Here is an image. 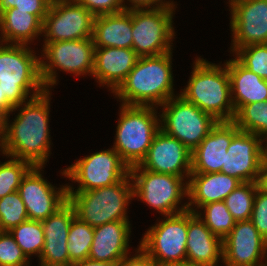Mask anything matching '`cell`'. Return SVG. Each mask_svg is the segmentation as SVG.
<instances>
[{
  "label": "cell",
  "mask_w": 267,
  "mask_h": 266,
  "mask_svg": "<svg viewBox=\"0 0 267 266\" xmlns=\"http://www.w3.org/2000/svg\"><path fill=\"white\" fill-rule=\"evenodd\" d=\"M131 176L110 186L82 192H67L75 215L91 227L113 221H129L127 206L133 198Z\"/></svg>",
  "instance_id": "cell-6"
},
{
  "label": "cell",
  "mask_w": 267,
  "mask_h": 266,
  "mask_svg": "<svg viewBox=\"0 0 267 266\" xmlns=\"http://www.w3.org/2000/svg\"><path fill=\"white\" fill-rule=\"evenodd\" d=\"M174 7L132 9V49L140 57L172 51Z\"/></svg>",
  "instance_id": "cell-11"
},
{
  "label": "cell",
  "mask_w": 267,
  "mask_h": 266,
  "mask_svg": "<svg viewBox=\"0 0 267 266\" xmlns=\"http://www.w3.org/2000/svg\"><path fill=\"white\" fill-rule=\"evenodd\" d=\"M263 143L259 136L240 130L227 148L221 172L241 182H256L267 155V145Z\"/></svg>",
  "instance_id": "cell-16"
},
{
  "label": "cell",
  "mask_w": 267,
  "mask_h": 266,
  "mask_svg": "<svg viewBox=\"0 0 267 266\" xmlns=\"http://www.w3.org/2000/svg\"><path fill=\"white\" fill-rule=\"evenodd\" d=\"M187 234L186 264L219 266L217 263L223 254L222 239L191 210H188Z\"/></svg>",
  "instance_id": "cell-22"
},
{
  "label": "cell",
  "mask_w": 267,
  "mask_h": 266,
  "mask_svg": "<svg viewBox=\"0 0 267 266\" xmlns=\"http://www.w3.org/2000/svg\"><path fill=\"white\" fill-rule=\"evenodd\" d=\"M187 230L188 210L165 216L148 229L139 244L157 266H180L186 264Z\"/></svg>",
  "instance_id": "cell-10"
},
{
  "label": "cell",
  "mask_w": 267,
  "mask_h": 266,
  "mask_svg": "<svg viewBox=\"0 0 267 266\" xmlns=\"http://www.w3.org/2000/svg\"><path fill=\"white\" fill-rule=\"evenodd\" d=\"M29 259L9 231L0 232V266H29Z\"/></svg>",
  "instance_id": "cell-36"
},
{
  "label": "cell",
  "mask_w": 267,
  "mask_h": 266,
  "mask_svg": "<svg viewBox=\"0 0 267 266\" xmlns=\"http://www.w3.org/2000/svg\"><path fill=\"white\" fill-rule=\"evenodd\" d=\"M9 233L29 260L33 254L40 258L45 242L41 221L28 219L13 227Z\"/></svg>",
  "instance_id": "cell-30"
},
{
  "label": "cell",
  "mask_w": 267,
  "mask_h": 266,
  "mask_svg": "<svg viewBox=\"0 0 267 266\" xmlns=\"http://www.w3.org/2000/svg\"><path fill=\"white\" fill-rule=\"evenodd\" d=\"M130 221H113L94 227L88 259L118 263L129 255Z\"/></svg>",
  "instance_id": "cell-23"
},
{
  "label": "cell",
  "mask_w": 267,
  "mask_h": 266,
  "mask_svg": "<svg viewBox=\"0 0 267 266\" xmlns=\"http://www.w3.org/2000/svg\"><path fill=\"white\" fill-rule=\"evenodd\" d=\"M113 149L129 167L140 165L160 130L156 107L121 105Z\"/></svg>",
  "instance_id": "cell-5"
},
{
  "label": "cell",
  "mask_w": 267,
  "mask_h": 266,
  "mask_svg": "<svg viewBox=\"0 0 267 266\" xmlns=\"http://www.w3.org/2000/svg\"><path fill=\"white\" fill-rule=\"evenodd\" d=\"M188 179V210L196 212L192 205L198 209L210 202L223 201L242 182L236 177L215 173H191Z\"/></svg>",
  "instance_id": "cell-24"
},
{
  "label": "cell",
  "mask_w": 267,
  "mask_h": 266,
  "mask_svg": "<svg viewBox=\"0 0 267 266\" xmlns=\"http://www.w3.org/2000/svg\"><path fill=\"white\" fill-rule=\"evenodd\" d=\"M226 66L235 113L243 105L267 102V80L248 70L236 58L227 61Z\"/></svg>",
  "instance_id": "cell-25"
},
{
  "label": "cell",
  "mask_w": 267,
  "mask_h": 266,
  "mask_svg": "<svg viewBox=\"0 0 267 266\" xmlns=\"http://www.w3.org/2000/svg\"><path fill=\"white\" fill-rule=\"evenodd\" d=\"M42 25L43 23L28 11H18L15 7L0 11L1 43L28 45L35 37L37 39L42 35Z\"/></svg>",
  "instance_id": "cell-27"
},
{
  "label": "cell",
  "mask_w": 267,
  "mask_h": 266,
  "mask_svg": "<svg viewBox=\"0 0 267 266\" xmlns=\"http://www.w3.org/2000/svg\"><path fill=\"white\" fill-rule=\"evenodd\" d=\"M95 16L75 0L50 5L44 18V43L92 38Z\"/></svg>",
  "instance_id": "cell-13"
},
{
  "label": "cell",
  "mask_w": 267,
  "mask_h": 266,
  "mask_svg": "<svg viewBox=\"0 0 267 266\" xmlns=\"http://www.w3.org/2000/svg\"><path fill=\"white\" fill-rule=\"evenodd\" d=\"M260 235L267 241V194L258 189L255 194L250 219Z\"/></svg>",
  "instance_id": "cell-38"
},
{
  "label": "cell",
  "mask_w": 267,
  "mask_h": 266,
  "mask_svg": "<svg viewBox=\"0 0 267 266\" xmlns=\"http://www.w3.org/2000/svg\"><path fill=\"white\" fill-rule=\"evenodd\" d=\"M75 216L74 207L67 201L41 221L45 242L39 258L40 266H69L68 234Z\"/></svg>",
  "instance_id": "cell-19"
},
{
  "label": "cell",
  "mask_w": 267,
  "mask_h": 266,
  "mask_svg": "<svg viewBox=\"0 0 267 266\" xmlns=\"http://www.w3.org/2000/svg\"><path fill=\"white\" fill-rule=\"evenodd\" d=\"M222 244V262L225 266L266 264L262 260L267 258V241L260 235L251 220L236 221L234 228L222 240Z\"/></svg>",
  "instance_id": "cell-17"
},
{
  "label": "cell",
  "mask_w": 267,
  "mask_h": 266,
  "mask_svg": "<svg viewBox=\"0 0 267 266\" xmlns=\"http://www.w3.org/2000/svg\"><path fill=\"white\" fill-rule=\"evenodd\" d=\"M256 191V182H242L223 200L235 221L251 219Z\"/></svg>",
  "instance_id": "cell-32"
},
{
  "label": "cell",
  "mask_w": 267,
  "mask_h": 266,
  "mask_svg": "<svg viewBox=\"0 0 267 266\" xmlns=\"http://www.w3.org/2000/svg\"><path fill=\"white\" fill-rule=\"evenodd\" d=\"M70 266H118V263L86 259L74 262Z\"/></svg>",
  "instance_id": "cell-44"
},
{
  "label": "cell",
  "mask_w": 267,
  "mask_h": 266,
  "mask_svg": "<svg viewBox=\"0 0 267 266\" xmlns=\"http://www.w3.org/2000/svg\"><path fill=\"white\" fill-rule=\"evenodd\" d=\"M139 55L132 48H95L92 76L114 93L134 68Z\"/></svg>",
  "instance_id": "cell-21"
},
{
  "label": "cell",
  "mask_w": 267,
  "mask_h": 266,
  "mask_svg": "<svg viewBox=\"0 0 267 266\" xmlns=\"http://www.w3.org/2000/svg\"><path fill=\"white\" fill-rule=\"evenodd\" d=\"M199 209H204L203 216H201V212L196 211L195 213L205 223L206 227L222 240L231 232L236 224L224 201L210 202Z\"/></svg>",
  "instance_id": "cell-31"
},
{
  "label": "cell",
  "mask_w": 267,
  "mask_h": 266,
  "mask_svg": "<svg viewBox=\"0 0 267 266\" xmlns=\"http://www.w3.org/2000/svg\"><path fill=\"white\" fill-rule=\"evenodd\" d=\"M171 60L172 51L139 57L114 95L120 102L122 100L123 105L161 107L175 96Z\"/></svg>",
  "instance_id": "cell-2"
},
{
  "label": "cell",
  "mask_w": 267,
  "mask_h": 266,
  "mask_svg": "<svg viewBox=\"0 0 267 266\" xmlns=\"http://www.w3.org/2000/svg\"><path fill=\"white\" fill-rule=\"evenodd\" d=\"M239 131L233 121H218L192 151L191 173L221 172L227 148Z\"/></svg>",
  "instance_id": "cell-20"
},
{
  "label": "cell",
  "mask_w": 267,
  "mask_h": 266,
  "mask_svg": "<svg viewBox=\"0 0 267 266\" xmlns=\"http://www.w3.org/2000/svg\"><path fill=\"white\" fill-rule=\"evenodd\" d=\"M94 239V228L75 216L68 234L69 266L77 261L86 260Z\"/></svg>",
  "instance_id": "cell-29"
},
{
  "label": "cell",
  "mask_w": 267,
  "mask_h": 266,
  "mask_svg": "<svg viewBox=\"0 0 267 266\" xmlns=\"http://www.w3.org/2000/svg\"><path fill=\"white\" fill-rule=\"evenodd\" d=\"M4 45L0 43L2 97L18 106L46 90L40 76V58L27 45Z\"/></svg>",
  "instance_id": "cell-4"
},
{
  "label": "cell",
  "mask_w": 267,
  "mask_h": 266,
  "mask_svg": "<svg viewBox=\"0 0 267 266\" xmlns=\"http://www.w3.org/2000/svg\"><path fill=\"white\" fill-rule=\"evenodd\" d=\"M232 33L231 51L267 43V0H229Z\"/></svg>",
  "instance_id": "cell-14"
},
{
  "label": "cell",
  "mask_w": 267,
  "mask_h": 266,
  "mask_svg": "<svg viewBox=\"0 0 267 266\" xmlns=\"http://www.w3.org/2000/svg\"><path fill=\"white\" fill-rule=\"evenodd\" d=\"M140 166L152 172L189 179L192 168V152L178 139L160 129Z\"/></svg>",
  "instance_id": "cell-18"
},
{
  "label": "cell",
  "mask_w": 267,
  "mask_h": 266,
  "mask_svg": "<svg viewBox=\"0 0 267 266\" xmlns=\"http://www.w3.org/2000/svg\"><path fill=\"white\" fill-rule=\"evenodd\" d=\"M0 107L3 108L8 114L12 113L14 110V105L7 99V97H2V89L0 87Z\"/></svg>",
  "instance_id": "cell-45"
},
{
  "label": "cell",
  "mask_w": 267,
  "mask_h": 266,
  "mask_svg": "<svg viewBox=\"0 0 267 266\" xmlns=\"http://www.w3.org/2000/svg\"><path fill=\"white\" fill-rule=\"evenodd\" d=\"M132 9L96 16L92 39L95 48H132Z\"/></svg>",
  "instance_id": "cell-26"
},
{
  "label": "cell",
  "mask_w": 267,
  "mask_h": 266,
  "mask_svg": "<svg viewBox=\"0 0 267 266\" xmlns=\"http://www.w3.org/2000/svg\"><path fill=\"white\" fill-rule=\"evenodd\" d=\"M233 122L241 131L259 136L267 145V102L243 105L235 113Z\"/></svg>",
  "instance_id": "cell-28"
},
{
  "label": "cell",
  "mask_w": 267,
  "mask_h": 266,
  "mask_svg": "<svg viewBox=\"0 0 267 266\" xmlns=\"http://www.w3.org/2000/svg\"><path fill=\"white\" fill-rule=\"evenodd\" d=\"M62 175L79 183L74 191L67 185V192H82L113 185L129 175V167L113 148L92 153L78 159L63 170Z\"/></svg>",
  "instance_id": "cell-12"
},
{
  "label": "cell",
  "mask_w": 267,
  "mask_h": 266,
  "mask_svg": "<svg viewBox=\"0 0 267 266\" xmlns=\"http://www.w3.org/2000/svg\"><path fill=\"white\" fill-rule=\"evenodd\" d=\"M129 175L133 183V197H139L163 216L188 210L186 203L180 208L178 206L184 197H188V181L184 180L185 177L152 172L140 165L129 168Z\"/></svg>",
  "instance_id": "cell-7"
},
{
  "label": "cell",
  "mask_w": 267,
  "mask_h": 266,
  "mask_svg": "<svg viewBox=\"0 0 267 266\" xmlns=\"http://www.w3.org/2000/svg\"><path fill=\"white\" fill-rule=\"evenodd\" d=\"M42 52L47 61L39 57L40 76L46 90L57 83L56 68L76 76L87 73L92 76L95 57L92 38L44 43Z\"/></svg>",
  "instance_id": "cell-9"
},
{
  "label": "cell",
  "mask_w": 267,
  "mask_h": 266,
  "mask_svg": "<svg viewBox=\"0 0 267 266\" xmlns=\"http://www.w3.org/2000/svg\"><path fill=\"white\" fill-rule=\"evenodd\" d=\"M83 5L95 17L100 15H108L128 10L127 5L122 4V0H75Z\"/></svg>",
  "instance_id": "cell-39"
},
{
  "label": "cell",
  "mask_w": 267,
  "mask_h": 266,
  "mask_svg": "<svg viewBox=\"0 0 267 266\" xmlns=\"http://www.w3.org/2000/svg\"><path fill=\"white\" fill-rule=\"evenodd\" d=\"M10 114L0 107V147H2Z\"/></svg>",
  "instance_id": "cell-43"
},
{
  "label": "cell",
  "mask_w": 267,
  "mask_h": 266,
  "mask_svg": "<svg viewBox=\"0 0 267 266\" xmlns=\"http://www.w3.org/2000/svg\"><path fill=\"white\" fill-rule=\"evenodd\" d=\"M136 254L133 257L124 256L118 266H157L151 256L141 247H138Z\"/></svg>",
  "instance_id": "cell-40"
},
{
  "label": "cell",
  "mask_w": 267,
  "mask_h": 266,
  "mask_svg": "<svg viewBox=\"0 0 267 266\" xmlns=\"http://www.w3.org/2000/svg\"><path fill=\"white\" fill-rule=\"evenodd\" d=\"M50 5L46 0H0V11L15 7L18 11H28L43 23Z\"/></svg>",
  "instance_id": "cell-37"
},
{
  "label": "cell",
  "mask_w": 267,
  "mask_h": 266,
  "mask_svg": "<svg viewBox=\"0 0 267 266\" xmlns=\"http://www.w3.org/2000/svg\"><path fill=\"white\" fill-rule=\"evenodd\" d=\"M257 189L267 194V155L262 163L261 169L256 180Z\"/></svg>",
  "instance_id": "cell-42"
},
{
  "label": "cell",
  "mask_w": 267,
  "mask_h": 266,
  "mask_svg": "<svg viewBox=\"0 0 267 266\" xmlns=\"http://www.w3.org/2000/svg\"><path fill=\"white\" fill-rule=\"evenodd\" d=\"M194 63L192 75L180 95L217 121H233L235 110L226 63L224 68L203 58H196Z\"/></svg>",
  "instance_id": "cell-3"
},
{
  "label": "cell",
  "mask_w": 267,
  "mask_h": 266,
  "mask_svg": "<svg viewBox=\"0 0 267 266\" xmlns=\"http://www.w3.org/2000/svg\"><path fill=\"white\" fill-rule=\"evenodd\" d=\"M10 158L0 163V198L18 191L22 178L33 167L25 160Z\"/></svg>",
  "instance_id": "cell-34"
},
{
  "label": "cell",
  "mask_w": 267,
  "mask_h": 266,
  "mask_svg": "<svg viewBox=\"0 0 267 266\" xmlns=\"http://www.w3.org/2000/svg\"><path fill=\"white\" fill-rule=\"evenodd\" d=\"M131 2V6H128V10L130 9H144V8H158L164 6H175L173 1H163V0H128ZM125 1L122 0V4ZM152 6V7H151Z\"/></svg>",
  "instance_id": "cell-41"
},
{
  "label": "cell",
  "mask_w": 267,
  "mask_h": 266,
  "mask_svg": "<svg viewBox=\"0 0 267 266\" xmlns=\"http://www.w3.org/2000/svg\"><path fill=\"white\" fill-rule=\"evenodd\" d=\"M28 219L26 206L18 191L0 198V231H10Z\"/></svg>",
  "instance_id": "cell-33"
},
{
  "label": "cell",
  "mask_w": 267,
  "mask_h": 266,
  "mask_svg": "<svg viewBox=\"0 0 267 266\" xmlns=\"http://www.w3.org/2000/svg\"><path fill=\"white\" fill-rule=\"evenodd\" d=\"M183 266H207V265H191V264H183Z\"/></svg>",
  "instance_id": "cell-47"
},
{
  "label": "cell",
  "mask_w": 267,
  "mask_h": 266,
  "mask_svg": "<svg viewBox=\"0 0 267 266\" xmlns=\"http://www.w3.org/2000/svg\"><path fill=\"white\" fill-rule=\"evenodd\" d=\"M50 91L30 98L29 101L15 106L20 108L12 124L7 121L6 134L2 147L5 156L25 160L32 166L43 167L50 154L49 137ZM24 107H23V106Z\"/></svg>",
  "instance_id": "cell-1"
},
{
  "label": "cell",
  "mask_w": 267,
  "mask_h": 266,
  "mask_svg": "<svg viewBox=\"0 0 267 266\" xmlns=\"http://www.w3.org/2000/svg\"><path fill=\"white\" fill-rule=\"evenodd\" d=\"M46 1L52 5V4L59 3L65 0H46Z\"/></svg>",
  "instance_id": "cell-46"
},
{
  "label": "cell",
  "mask_w": 267,
  "mask_h": 266,
  "mask_svg": "<svg viewBox=\"0 0 267 266\" xmlns=\"http://www.w3.org/2000/svg\"><path fill=\"white\" fill-rule=\"evenodd\" d=\"M160 129L178 139L191 152L209 134L217 120L180 94L161 105Z\"/></svg>",
  "instance_id": "cell-8"
},
{
  "label": "cell",
  "mask_w": 267,
  "mask_h": 266,
  "mask_svg": "<svg viewBox=\"0 0 267 266\" xmlns=\"http://www.w3.org/2000/svg\"><path fill=\"white\" fill-rule=\"evenodd\" d=\"M235 55L244 67L267 80V43L244 46Z\"/></svg>",
  "instance_id": "cell-35"
},
{
  "label": "cell",
  "mask_w": 267,
  "mask_h": 266,
  "mask_svg": "<svg viewBox=\"0 0 267 266\" xmlns=\"http://www.w3.org/2000/svg\"><path fill=\"white\" fill-rule=\"evenodd\" d=\"M42 168L33 166L22 178L18 189L30 220H45L68 201L67 185L52 186L43 178Z\"/></svg>",
  "instance_id": "cell-15"
}]
</instances>
